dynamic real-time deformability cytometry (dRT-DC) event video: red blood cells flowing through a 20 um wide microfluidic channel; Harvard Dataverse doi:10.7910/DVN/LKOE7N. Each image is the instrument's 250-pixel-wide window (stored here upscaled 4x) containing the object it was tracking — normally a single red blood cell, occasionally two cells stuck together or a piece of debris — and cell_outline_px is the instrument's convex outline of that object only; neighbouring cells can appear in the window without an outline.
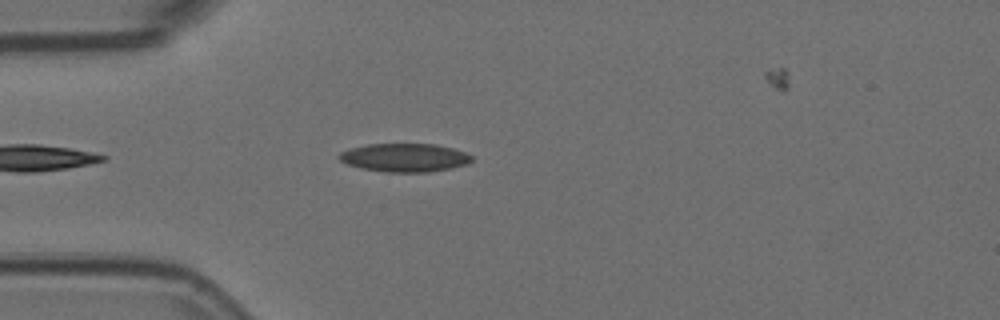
{"species": "Egyptian fruit bat (a non-hibernating species)", "species_latin": "Rousettus aegyptiacus", "temperature_condition": "room temperature", "stored_images_in_passage": 15, "camera_frame_rate_fps": 3000, "um_per_image_px": 0.085, "animal": {"sex": "female"}, "frame": {"image": 1, "passage_image": 4, "time_ms": 1.0, "image_size_px": [1000, 320], "cell_outline_px": [[472, 160], [468, 164], [452, 168], [428, 172], [384, 172], [360, 168], [348, 164], [340, 160], [336, 156], [340, 152], [352, 148], [368, 144], [436, 144], [452, 148], [464, 152], [472, 156]], "centroid_in_image_um": [34.39, 13.4], "position_along_channel_um": 50.6, "area_um2": 21.96}}
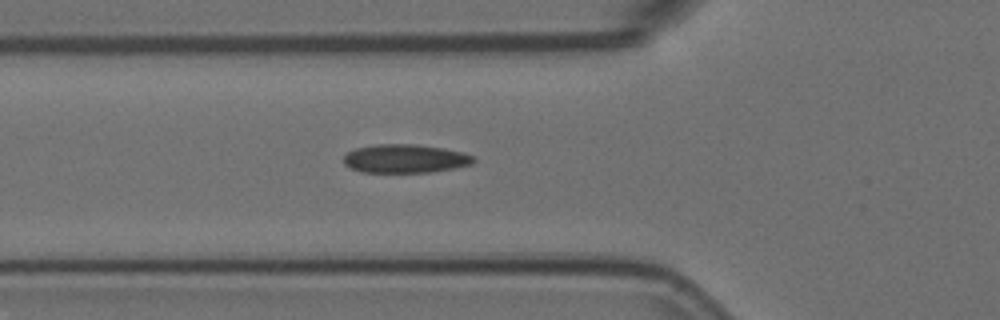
{"frame": {"image": 2, "passage_image": 8, "time_ms": 2.333, "image_size_px": [1000, 320], "cell_outline_px": [[476, 160], [472, 164], [452, 168], [428, 172], [360, 172], [348, 168], [344, 164], [344, 156], [348, 152], [356, 148], [376, 144], [416, 144], [444, 148], [464, 152], [472, 156]], "centroid_in_image_um": [34.41, 13.48], "position_along_channel_um": 91.4, "area_um2": 21.68}}
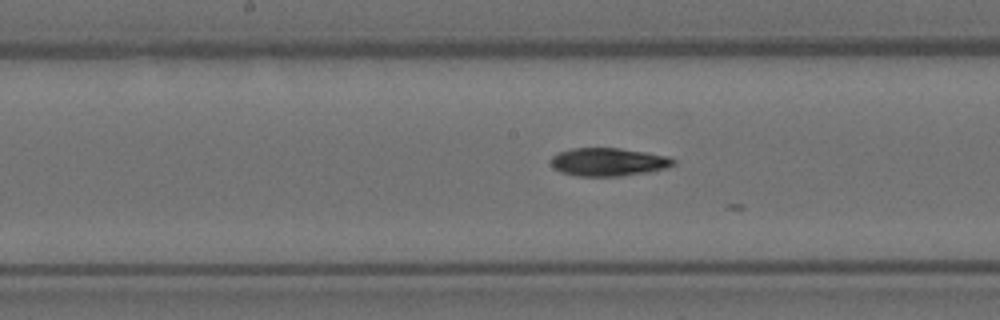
{"frame": {"image": 3, "passage_image": 13, "time_ms": 4.0, "image_size_px": [1000, 320], "cell_outline_px": [[676, 164], [668, 168], [648, 172], [620, 176], [576, 176], [560, 172], [552, 164], [552, 156], [560, 152], [572, 148], [620, 148], [668, 156], [676, 160]], "centroid_in_image_um": [51.76, 13.77], "position_along_channel_um": 196.4, "area_um2": 20.06}}